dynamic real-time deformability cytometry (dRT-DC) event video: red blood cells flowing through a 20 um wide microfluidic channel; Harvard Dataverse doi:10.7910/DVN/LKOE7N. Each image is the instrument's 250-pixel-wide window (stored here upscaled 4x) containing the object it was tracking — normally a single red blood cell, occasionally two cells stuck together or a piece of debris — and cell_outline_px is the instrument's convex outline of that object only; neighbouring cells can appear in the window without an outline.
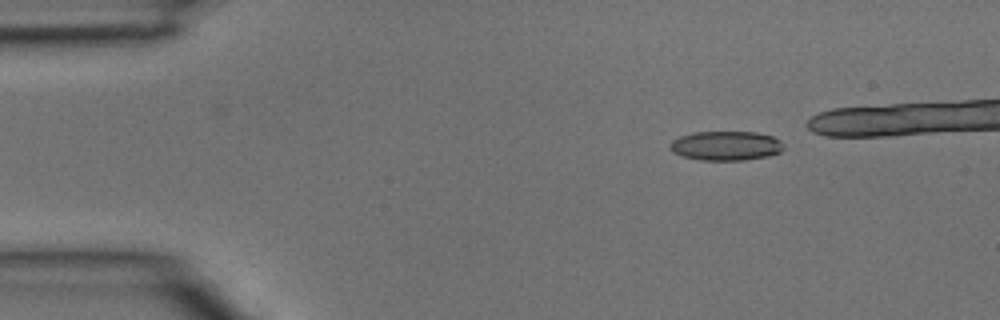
{"species": "common noctule bat (a hibernating species)", "species_latin": "Nyctalus noctula", "temperature_condition": "room temperature", "stored_images_in_passage": 5, "camera_frame_rate_fps": 3000, "um_per_image_px": 0.085, "animal": {"sex": "male", "body_mass_g": 15.6}, "frame": {"image": 1, "passage_image": 1, "time_ms": 0.0, "image_size_px": [1000, 320], "cell_outline_px": [[784, 148], [780, 152], [768, 156], [744, 160], [700, 160], [684, 156], [672, 152], [668, 144], [672, 140], [680, 136], [692, 132], [756, 132], [772, 136], [780, 140], [784, 144]], "centroid_in_image_um": [61.7, 12.38], "position_along_channel_um": 23.3, "area_um2": 19.54}}